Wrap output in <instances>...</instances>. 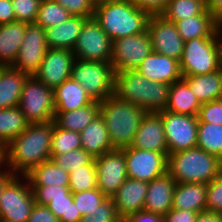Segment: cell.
Masks as SVG:
<instances>
[{
  "label": "cell",
  "instance_id": "1",
  "mask_svg": "<svg viewBox=\"0 0 222 222\" xmlns=\"http://www.w3.org/2000/svg\"><path fill=\"white\" fill-rule=\"evenodd\" d=\"M54 120L46 123H29L2 151V166L13 175L25 176L34 167L51 158V141Z\"/></svg>",
  "mask_w": 222,
  "mask_h": 222
},
{
  "label": "cell",
  "instance_id": "2",
  "mask_svg": "<svg viewBox=\"0 0 222 222\" xmlns=\"http://www.w3.org/2000/svg\"><path fill=\"white\" fill-rule=\"evenodd\" d=\"M150 16L131 0H97L93 18L114 41L146 32Z\"/></svg>",
  "mask_w": 222,
  "mask_h": 222
},
{
  "label": "cell",
  "instance_id": "3",
  "mask_svg": "<svg viewBox=\"0 0 222 222\" xmlns=\"http://www.w3.org/2000/svg\"><path fill=\"white\" fill-rule=\"evenodd\" d=\"M170 85L151 81L136 69L115 72L114 95L133 103L145 112L165 111Z\"/></svg>",
  "mask_w": 222,
  "mask_h": 222
},
{
  "label": "cell",
  "instance_id": "4",
  "mask_svg": "<svg viewBox=\"0 0 222 222\" xmlns=\"http://www.w3.org/2000/svg\"><path fill=\"white\" fill-rule=\"evenodd\" d=\"M167 173L176 183L208 184L222 173V161L199 147L167 156Z\"/></svg>",
  "mask_w": 222,
  "mask_h": 222
},
{
  "label": "cell",
  "instance_id": "5",
  "mask_svg": "<svg viewBox=\"0 0 222 222\" xmlns=\"http://www.w3.org/2000/svg\"><path fill=\"white\" fill-rule=\"evenodd\" d=\"M99 104L112 147L120 150L129 147L146 112L116 95H111Z\"/></svg>",
  "mask_w": 222,
  "mask_h": 222
},
{
  "label": "cell",
  "instance_id": "6",
  "mask_svg": "<svg viewBox=\"0 0 222 222\" xmlns=\"http://www.w3.org/2000/svg\"><path fill=\"white\" fill-rule=\"evenodd\" d=\"M93 101L101 102L114 95L115 71L110 62L75 59L71 76Z\"/></svg>",
  "mask_w": 222,
  "mask_h": 222
},
{
  "label": "cell",
  "instance_id": "7",
  "mask_svg": "<svg viewBox=\"0 0 222 222\" xmlns=\"http://www.w3.org/2000/svg\"><path fill=\"white\" fill-rule=\"evenodd\" d=\"M179 62L182 76L202 75L219 70L222 66L216 32L210 38L185 41Z\"/></svg>",
  "mask_w": 222,
  "mask_h": 222
},
{
  "label": "cell",
  "instance_id": "8",
  "mask_svg": "<svg viewBox=\"0 0 222 222\" xmlns=\"http://www.w3.org/2000/svg\"><path fill=\"white\" fill-rule=\"evenodd\" d=\"M18 108L29 123H46L54 120L53 88L29 76L22 89Z\"/></svg>",
  "mask_w": 222,
  "mask_h": 222
},
{
  "label": "cell",
  "instance_id": "9",
  "mask_svg": "<svg viewBox=\"0 0 222 222\" xmlns=\"http://www.w3.org/2000/svg\"><path fill=\"white\" fill-rule=\"evenodd\" d=\"M34 204L33 190L28 178L15 175L2 191L0 219L9 222H27Z\"/></svg>",
  "mask_w": 222,
  "mask_h": 222
},
{
  "label": "cell",
  "instance_id": "10",
  "mask_svg": "<svg viewBox=\"0 0 222 222\" xmlns=\"http://www.w3.org/2000/svg\"><path fill=\"white\" fill-rule=\"evenodd\" d=\"M72 51L75 59L111 62L112 40L94 18H89L83 24Z\"/></svg>",
  "mask_w": 222,
  "mask_h": 222
},
{
  "label": "cell",
  "instance_id": "11",
  "mask_svg": "<svg viewBox=\"0 0 222 222\" xmlns=\"http://www.w3.org/2000/svg\"><path fill=\"white\" fill-rule=\"evenodd\" d=\"M162 117L168 154L197 147L198 116L158 112Z\"/></svg>",
  "mask_w": 222,
  "mask_h": 222
},
{
  "label": "cell",
  "instance_id": "12",
  "mask_svg": "<svg viewBox=\"0 0 222 222\" xmlns=\"http://www.w3.org/2000/svg\"><path fill=\"white\" fill-rule=\"evenodd\" d=\"M149 33L127 36L112 41L111 64L114 71L134 70L152 52Z\"/></svg>",
  "mask_w": 222,
  "mask_h": 222
},
{
  "label": "cell",
  "instance_id": "13",
  "mask_svg": "<svg viewBox=\"0 0 222 222\" xmlns=\"http://www.w3.org/2000/svg\"><path fill=\"white\" fill-rule=\"evenodd\" d=\"M121 150L125 153L129 178L149 183L167 172L168 153L135 149L131 146Z\"/></svg>",
  "mask_w": 222,
  "mask_h": 222
},
{
  "label": "cell",
  "instance_id": "14",
  "mask_svg": "<svg viewBox=\"0 0 222 222\" xmlns=\"http://www.w3.org/2000/svg\"><path fill=\"white\" fill-rule=\"evenodd\" d=\"M36 204L46 205L60 222H80L82 215L68 186H30Z\"/></svg>",
  "mask_w": 222,
  "mask_h": 222
},
{
  "label": "cell",
  "instance_id": "15",
  "mask_svg": "<svg viewBox=\"0 0 222 222\" xmlns=\"http://www.w3.org/2000/svg\"><path fill=\"white\" fill-rule=\"evenodd\" d=\"M48 49L45 30L36 23H29L12 67L29 76H34Z\"/></svg>",
  "mask_w": 222,
  "mask_h": 222
},
{
  "label": "cell",
  "instance_id": "16",
  "mask_svg": "<svg viewBox=\"0 0 222 222\" xmlns=\"http://www.w3.org/2000/svg\"><path fill=\"white\" fill-rule=\"evenodd\" d=\"M147 32L151 39L153 52L181 60L185 41L178 33L175 23L167 20L161 14L151 15Z\"/></svg>",
  "mask_w": 222,
  "mask_h": 222
},
{
  "label": "cell",
  "instance_id": "17",
  "mask_svg": "<svg viewBox=\"0 0 222 222\" xmlns=\"http://www.w3.org/2000/svg\"><path fill=\"white\" fill-rule=\"evenodd\" d=\"M97 170V188L106 197H113L119 187L128 178L125 153L120 149L107 152L95 158Z\"/></svg>",
  "mask_w": 222,
  "mask_h": 222
},
{
  "label": "cell",
  "instance_id": "18",
  "mask_svg": "<svg viewBox=\"0 0 222 222\" xmlns=\"http://www.w3.org/2000/svg\"><path fill=\"white\" fill-rule=\"evenodd\" d=\"M74 61L72 50L49 48L34 76L47 87L54 89L70 78Z\"/></svg>",
  "mask_w": 222,
  "mask_h": 222
},
{
  "label": "cell",
  "instance_id": "19",
  "mask_svg": "<svg viewBox=\"0 0 222 222\" xmlns=\"http://www.w3.org/2000/svg\"><path fill=\"white\" fill-rule=\"evenodd\" d=\"M130 146L135 149L168 153L164 125L159 113L146 112Z\"/></svg>",
  "mask_w": 222,
  "mask_h": 222
},
{
  "label": "cell",
  "instance_id": "20",
  "mask_svg": "<svg viewBox=\"0 0 222 222\" xmlns=\"http://www.w3.org/2000/svg\"><path fill=\"white\" fill-rule=\"evenodd\" d=\"M136 70L149 80L173 84L183 78L180 62L156 52H151Z\"/></svg>",
  "mask_w": 222,
  "mask_h": 222
},
{
  "label": "cell",
  "instance_id": "21",
  "mask_svg": "<svg viewBox=\"0 0 222 222\" xmlns=\"http://www.w3.org/2000/svg\"><path fill=\"white\" fill-rule=\"evenodd\" d=\"M147 187V182L129 177L124 181L112 197L117 213L121 218L144 210Z\"/></svg>",
  "mask_w": 222,
  "mask_h": 222
},
{
  "label": "cell",
  "instance_id": "22",
  "mask_svg": "<svg viewBox=\"0 0 222 222\" xmlns=\"http://www.w3.org/2000/svg\"><path fill=\"white\" fill-rule=\"evenodd\" d=\"M176 181L166 172L148 183L144 210L164 216L172 209Z\"/></svg>",
  "mask_w": 222,
  "mask_h": 222
},
{
  "label": "cell",
  "instance_id": "23",
  "mask_svg": "<svg viewBox=\"0 0 222 222\" xmlns=\"http://www.w3.org/2000/svg\"><path fill=\"white\" fill-rule=\"evenodd\" d=\"M88 19L86 17L71 16L67 21L59 25L44 29L48 47L51 49L73 50L83 24Z\"/></svg>",
  "mask_w": 222,
  "mask_h": 222
},
{
  "label": "cell",
  "instance_id": "24",
  "mask_svg": "<svg viewBox=\"0 0 222 222\" xmlns=\"http://www.w3.org/2000/svg\"><path fill=\"white\" fill-rule=\"evenodd\" d=\"M80 135L82 148L94 158L115 150L110 142L109 132L101 114L94 118L80 132Z\"/></svg>",
  "mask_w": 222,
  "mask_h": 222
},
{
  "label": "cell",
  "instance_id": "25",
  "mask_svg": "<svg viewBox=\"0 0 222 222\" xmlns=\"http://www.w3.org/2000/svg\"><path fill=\"white\" fill-rule=\"evenodd\" d=\"M55 112H67L87 106L93 100L71 77L53 89Z\"/></svg>",
  "mask_w": 222,
  "mask_h": 222
},
{
  "label": "cell",
  "instance_id": "26",
  "mask_svg": "<svg viewBox=\"0 0 222 222\" xmlns=\"http://www.w3.org/2000/svg\"><path fill=\"white\" fill-rule=\"evenodd\" d=\"M206 196V184L176 183L173 192L172 208L198 213L206 211Z\"/></svg>",
  "mask_w": 222,
  "mask_h": 222
},
{
  "label": "cell",
  "instance_id": "27",
  "mask_svg": "<svg viewBox=\"0 0 222 222\" xmlns=\"http://www.w3.org/2000/svg\"><path fill=\"white\" fill-rule=\"evenodd\" d=\"M27 24L14 21L0 25V66H12L15 62Z\"/></svg>",
  "mask_w": 222,
  "mask_h": 222
},
{
  "label": "cell",
  "instance_id": "28",
  "mask_svg": "<svg viewBox=\"0 0 222 222\" xmlns=\"http://www.w3.org/2000/svg\"><path fill=\"white\" fill-rule=\"evenodd\" d=\"M28 77L12 66H0V109L18 106Z\"/></svg>",
  "mask_w": 222,
  "mask_h": 222
},
{
  "label": "cell",
  "instance_id": "29",
  "mask_svg": "<svg viewBox=\"0 0 222 222\" xmlns=\"http://www.w3.org/2000/svg\"><path fill=\"white\" fill-rule=\"evenodd\" d=\"M201 105L183 78L170 85L169 99L165 111L198 116Z\"/></svg>",
  "mask_w": 222,
  "mask_h": 222
},
{
  "label": "cell",
  "instance_id": "30",
  "mask_svg": "<svg viewBox=\"0 0 222 222\" xmlns=\"http://www.w3.org/2000/svg\"><path fill=\"white\" fill-rule=\"evenodd\" d=\"M201 104L217 100L222 92V67L212 73L183 76Z\"/></svg>",
  "mask_w": 222,
  "mask_h": 222
},
{
  "label": "cell",
  "instance_id": "31",
  "mask_svg": "<svg viewBox=\"0 0 222 222\" xmlns=\"http://www.w3.org/2000/svg\"><path fill=\"white\" fill-rule=\"evenodd\" d=\"M100 114V104L93 101L87 106L67 112H55V124L67 131L80 133Z\"/></svg>",
  "mask_w": 222,
  "mask_h": 222
},
{
  "label": "cell",
  "instance_id": "32",
  "mask_svg": "<svg viewBox=\"0 0 222 222\" xmlns=\"http://www.w3.org/2000/svg\"><path fill=\"white\" fill-rule=\"evenodd\" d=\"M218 21L206 9L201 15L192 16L175 23L184 41L196 38H210L215 32Z\"/></svg>",
  "mask_w": 222,
  "mask_h": 222
},
{
  "label": "cell",
  "instance_id": "33",
  "mask_svg": "<svg viewBox=\"0 0 222 222\" xmlns=\"http://www.w3.org/2000/svg\"><path fill=\"white\" fill-rule=\"evenodd\" d=\"M25 176L30 186H69V172L55 165L51 160L34 167Z\"/></svg>",
  "mask_w": 222,
  "mask_h": 222
},
{
  "label": "cell",
  "instance_id": "34",
  "mask_svg": "<svg viewBox=\"0 0 222 222\" xmlns=\"http://www.w3.org/2000/svg\"><path fill=\"white\" fill-rule=\"evenodd\" d=\"M28 125L29 122L18 106L0 109V149L19 136Z\"/></svg>",
  "mask_w": 222,
  "mask_h": 222
},
{
  "label": "cell",
  "instance_id": "35",
  "mask_svg": "<svg viewBox=\"0 0 222 222\" xmlns=\"http://www.w3.org/2000/svg\"><path fill=\"white\" fill-rule=\"evenodd\" d=\"M197 147L222 161V125L198 123Z\"/></svg>",
  "mask_w": 222,
  "mask_h": 222
},
{
  "label": "cell",
  "instance_id": "36",
  "mask_svg": "<svg viewBox=\"0 0 222 222\" xmlns=\"http://www.w3.org/2000/svg\"><path fill=\"white\" fill-rule=\"evenodd\" d=\"M205 10V0H170L161 15L176 23L192 16L201 15Z\"/></svg>",
  "mask_w": 222,
  "mask_h": 222
},
{
  "label": "cell",
  "instance_id": "37",
  "mask_svg": "<svg viewBox=\"0 0 222 222\" xmlns=\"http://www.w3.org/2000/svg\"><path fill=\"white\" fill-rule=\"evenodd\" d=\"M72 15L54 0H42L35 23L43 29L59 25Z\"/></svg>",
  "mask_w": 222,
  "mask_h": 222
},
{
  "label": "cell",
  "instance_id": "38",
  "mask_svg": "<svg viewBox=\"0 0 222 222\" xmlns=\"http://www.w3.org/2000/svg\"><path fill=\"white\" fill-rule=\"evenodd\" d=\"M79 148H82L80 133L64 130L54 122L50 155H61Z\"/></svg>",
  "mask_w": 222,
  "mask_h": 222
},
{
  "label": "cell",
  "instance_id": "39",
  "mask_svg": "<svg viewBox=\"0 0 222 222\" xmlns=\"http://www.w3.org/2000/svg\"><path fill=\"white\" fill-rule=\"evenodd\" d=\"M50 160L69 173L84 165H95V158L83 148L71 150L61 155H51Z\"/></svg>",
  "mask_w": 222,
  "mask_h": 222
},
{
  "label": "cell",
  "instance_id": "40",
  "mask_svg": "<svg viewBox=\"0 0 222 222\" xmlns=\"http://www.w3.org/2000/svg\"><path fill=\"white\" fill-rule=\"evenodd\" d=\"M68 187L72 193L97 188L96 165H84L69 173Z\"/></svg>",
  "mask_w": 222,
  "mask_h": 222
},
{
  "label": "cell",
  "instance_id": "41",
  "mask_svg": "<svg viewBox=\"0 0 222 222\" xmlns=\"http://www.w3.org/2000/svg\"><path fill=\"white\" fill-rule=\"evenodd\" d=\"M72 196L82 217L90 215L107 198L99 188L72 193Z\"/></svg>",
  "mask_w": 222,
  "mask_h": 222
},
{
  "label": "cell",
  "instance_id": "42",
  "mask_svg": "<svg viewBox=\"0 0 222 222\" xmlns=\"http://www.w3.org/2000/svg\"><path fill=\"white\" fill-rule=\"evenodd\" d=\"M42 0H12L16 21L35 23Z\"/></svg>",
  "mask_w": 222,
  "mask_h": 222
},
{
  "label": "cell",
  "instance_id": "43",
  "mask_svg": "<svg viewBox=\"0 0 222 222\" xmlns=\"http://www.w3.org/2000/svg\"><path fill=\"white\" fill-rule=\"evenodd\" d=\"M120 218L112 198L107 197L90 215L82 217L80 222H117Z\"/></svg>",
  "mask_w": 222,
  "mask_h": 222
},
{
  "label": "cell",
  "instance_id": "44",
  "mask_svg": "<svg viewBox=\"0 0 222 222\" xmlns=\"http://www.w3.org/2000/svg\"><path fill=\"white\" fill-rule=\"evenodd\" d=\"M72 16L93 18L97 0H54Z\"/></svg>",
  "mask_w": 222,
  "mask_h": 222
},
{
  "label": "cell",
  "instance_id": "45",
  "mask_svg": "<svg viewBox=\"0 0 222 222\" xmlns=\"http://www.w3.org/2000/svg\"><path fill=\"white\" fill-rule=\"evenodd\" d=\"M207 211L222 213V174L206 184Z\"/></svg>",
  "mask_w": 222,
  "mask_h": 222
},
{
  "label": "cell",
  "instance_id": "46",
  "mask_svg": "<svg viewBox=\"0 0 222 222\" xmlns=\"http://www.w3.org/2000/svg\"><path fill=\"white\" fill-rule=\"evenodd\" d=\"M198 122L222 125V105L218 100H213L201 105L198 113Z\"/></svg>",
  "mask_w": 222,
  "mask_h": 222
},
{
  "label": "cell",
  "instance_id": "47",
  "mask_svg": "<svg viewBox=\"0 0 222 222\" xmlns=\"http://www.w3.org/2000/svg\"><path fill=\"white\" fill-rule=\"evenodd\" d=\"M140 10L150 15H160L166 9L170 0H131Z\"/></svg>",
  "mask_w": 222,
  "mask_h": 222
},
{
  "label": "cell",
  "instance_id": "48",
  "mask_svg": "<svg viewBox=\"0 0 222 222\" xmlns=\"http://www.w3.org/2000/svg\"><path fill=\"white\" fill-rule=\"evenodd\" d=\"M27 222H60L46 205L34 204Z\"/></svg>",
  "mask_w": 222,
  "mask_h": 222
},
{
  "label": "cell",
  "instance_id": "49",
  "mask_svg": "<svg viewBox=\"0 0 222 222\" xmlns=\"http://www.w3.org/2000/svg\"><path fill=\"white\" fill-rule=\"evenodd\" d=\"M198 212L180 209H170L163 216V222H195Z\"/></svg>",
  "mask_w": 222,
  "mask_h": 222
},
{
  "label": "cell",
  "instance_id": "50",
  "mask_svg": "<svg viewBox=\"0 0 222 222\" xmlns=\"http://www.w3.org/2000/svg\"><path fill=\"white\" fill-rule=\"evenodd\" d=\"M125 219L127 222H163L162 216L145 210L127 215Z\"/></svg>",
  "mask_w": 222,
  "mask_h": 222
},
{
  "label": "cell",
  "instance_id": "51",
  "mask_svg": "<svg viewBox=\"0 0 222 222\" xmlns=\"http://www.w3.org/2000/svg\"><path fill=\"white\" fill-rule=\"evenodd\" d=\"M16 21L12 0H0V25Z\"/></svg>",
  "mask_w": 222,
  "mask_h": 222
},
{
  "label": "cell",
  "instance_id": "52",
  "mask_svg": "<svg viewBox=\"0 0 222 222\" xmlns=\"http://www.w3.org/2000/svg\"><path fill=\"white\" fill-rule=\"evenodd\" d=\"M206 9L219 22L222 21V0H205Z\"/></svg>",
  "mask_w": 222,
  "mask_h": 222
},
{
  "label": "cell",
  "instance_id": "53",
  "mask_svg": "<svg viewBox=\"0 0 222 222\" xmlns=\"http://www.w3.org/2000/svg\"><path fill=\"white\" fill-rule=\"evenodd\" d=\"M195 222H222V215L206 210L198 213Z\"/></svg>",
  "mask_w": 222,
  "mask_h": 222
},
{
  "label": "cell",
  "instance_id": "54",
  "mask_svg": "<svg viewBox=\"0 0 222 222\" xmlns=\"http://www.w3.org/2000/svg\"><path fill=\"white\" fill-rule=\"evenodd\" d=\"M8 169L3 166L0 167V198L2 196V191L5 187V185L14 177Z\"/></svg>",
  "mask_w": 222,
  "mask_h": 222
},
{
  "label": "cell",
  "instance_id": "55",
  "mask_svg": "<svg viewBox=\"0 0 222 222\" xmlns=\"http://www.w3.org/2000/svg\"><path fill=\"white\" fill-rule=\"evenodd\" d=\"M216 35H217L219 46H220L221 66H222V21H219L217 23Z\"/></svg>",
  "mask_w": 222,
  "mask_h": 222
},
{
  "label": "cell",
  "instance_id": "56",
  "mask_svg": "<svg viewBox=\"0 0 222 222\" xmlns=\"http://www.w3.org/2000/svg\"><path fill=\"white\" fill-rule=\"evenodd\" d=\"M217 100L219 101V103L222 105V92L220 93L219 97L217 98Z\"/></svg>",
  "mask_w": 222,
  "mask_h": 222
},
{
  "label": "cell",
  "instance_id": "57",
  "mask_svg": "<svg viewBox=\"0 0 222 222\" xmlns=\"http://www.w3.org/2000/svg\"><path fill=\"white\" fill-rule=\"evenodd\" d=\"M2 166V151L0 149V167Z\"/></svg>",
  "mask_w": 222,
  "mask_h": 222
},
{
  "label": "cell",
  "instance_id": "58",
  "mask_svg": "<svg viewBox=\"0 0 222 222\" xmlns=\"http://www.w3.org/2000/svg\"><path fill=\"white\" fill-rule=\"evenodd\" d=\"M117 222H127L125 218H120Z\"/></svg>",
  "mask_w": 222,
  "mask_h": 222
},
{
  "label": "cell",
  "instance_id": "59",
  "mask_svg": "<svg viewBox=\"0 0 222 222\" xmlns=\"http://www.w3.org/2000/svg\"><path fill=\"white\" fill-rule=\"evenodd\" d=\"M0 222H9V221H6V220H3V219H0Z\"/></svg>",
  "mask_w": 222,
  "mask_h": 222
}]
</instances>
